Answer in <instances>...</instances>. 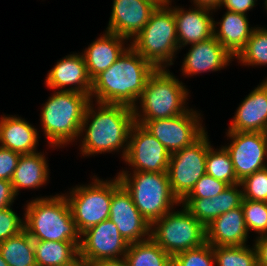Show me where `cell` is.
<instances>
[{
  "mask_svg": "<svg viewBox=\"0 0 267 266\" xmlns=\"http://www.w3.org/2000/svg\"><path fill=\"white\" fill-rule=\"evenodd\" d=\"M248 236L241 206L221 214L206 226V241L213 247L244 246Z\"/></svg>",
  "mask_w": 267,
  "mask_h": 266,
  "instance_id": "obj_22",
  "label": "cell"
},
{
  "mask_svg": "<svg viewBox=\"0 0 267 266\" xmlns=\"http://www.w3.org/2000/svg\"><path fill=\"white\" fill-rule=\"evenodd\" d=\"M37 266H73L79 260L74 242L34 241Z\"/></svg>",
  "mask_w": 267,
  "mask_h": 266,
  "instance_id": "obj_27",
  "label": "cell"
},
{
  "mask_svg": "<svg viewBox=\"0 0 267 266\" xmlns=\"http://www.w3.org/2000/svg\"><path fill=\"white\" fill-rule=\"evenodd\" d=\"M45 80L46 87L54 91L60 88L61 91L80 92L90 96L92 89V79L89 77L82 53L73 52L57 61L48 71ZM67 86L69 88H66Z\"/></svg>",
  "mask_w": 267,
  "mask_h": 266,
  "instance_id": "obj_17",
  "label": "cell"
},
{
  "mask_svg": "<svg viewBox=\"0 0 267 266\" xmlns=\"http://www.w3.org/2000/svg\"><path fill=\"white\" fill-rule=\"evenodd\" d=\"M179 49L214 36L213 9L194 6L189 10L173 6ZM212 11V12H211Z\"/></svg>",
  "mask_w": 267,
  "mask_h": 266,
  "instance_id": "obj_19",
  "label": "cell"
},
{
  "mask_svg": "<svg viewBox=\"0 0 267 266\" xmlns=\"http://www.w3.org/2000/svg\"><path fill=\"white\" fill-rule=\"evenodd\" d=\"M241 207L248 233L253 230L258 236L267 235V202L243 199Z\"/></svg>",
  "mask_w": 267,
  "mask_h": 266,
  "instance_id": "obj_33",
  "label": "cell"
},
{
  "mask_svg": "<svg viewBox=\"0 0 267 266\" xmlns=\"http://www.w3.org/2000/svg\"><path fill=\"white\" fill-rule=\"evenodd\" d=\"M206 132L191 146L170 155L168 176L174 196L181 202L206 174V156L211 143Z\"/></svg>",
  "mask_w": 267,
  "mask_h": 266,
  "instance_id": "obj_10",
  "label": "cell"
},
{
  "mask_svg": "<svg viewBox=\"0 0 267 266\" xmlns=\"http://www.w3.org/2000/svg\"><path fill=\"white\" fill-rule=\"evenodd\" d=\"M264 6H265L266 11H267V0H265V2H264Z\"/></svg>",
  "mask_w": 267,
  "mask_h": 266,
  "instance_id": "obj_47",
  "label": "cell"
},
{
  "mask_svg": "<svg viewBox=\"0 0 267 266\" xmlns=\"http://www.w3.org/2000/svg\"><path fill=\"white\" fill-rule=\"evenodd\" d=\"M158 5L155 0H113L106 31L117 34L130 43L148 23Z\"/></svg>",
  "mask_w": 267,
  "mask_h": 266,
  "instance_id": "obj_16",
  "label": "cell"
},
{
  "mask_svg": "<svg viewBox=\"0 0 267 266\" xmlns=\"http://www.w3.org/2000/svg\"><path fill=\"white\" fill-rule=\"evenodd\" d=\"M90 101L87 94L60 89L49 97L41 109L40 122L50 148H61L78 140Z\"/></svg>",
  "mask_w": 267,
  "mask_h": 266,
  "instance_id": "obj_4",
  "label": "cell"
},
{
  "mask_svg": "<svg viewBox=\"0 0 267 266\" xmlns=\"http://www.w3.org/2000/svg\"><path fill=\"white\" fill-rule=\"evenodd\" d=\"M201 116L203 115L197 110L189 108L185 113L175 117L135 122L142 125L173 153L191 146L206 133Z\"/></svg>",
  "mask_w": 267,
  "mask_h": 266,
  "instance_id": "obj_11",
  "label": "cell"
},
{
  "mask_svg": "<svg viewBox=\"0 0 267 266\" xmlns=\"http://www.w3.org/2000/svg\"><path fill=\"white\" fill-rule=\"evenodd\" d=\"M155 70L156 68L130 45L113 65L92 80L90 99L133 108L145 89L148 77Z\"/></svg>",
  "mask_w": 267,
  "mask_h": 266,
  "instance_id": "obj_2",
  "label": "cell"
},
{
  "mask_svg": "<svg viewBox=\"0 0 267 266\" xmlns=\"http://www.w3.org/2000/svg\"><path fill=\"white\" fill-rule=\"evenodd\" d=\"M248 246L213 247L215 266H257L256 249Z\"/></svg>",
  "mask_w": 267,
  "mask_h": 266,
  "instance_id": "obj_32",
  "label": "cell"
},
{
  "mask_svg": "<svg viewBox=\"0 0 267 266\" xmlns=\"http://www.w3.org/2000/svg\"><path fill=\"white\" fill-rule=\"evenodd\" d=\"M0 266H9V265L4 261V259L2 258L1 253H0Z\"/></svg>",
  "mask_w": 267,
  "mask_h": 266,
  "instance_id": "obj_46",
  "label": "cell"
},
{
  "mask_svg": "<svg viewBox=\"0 0 267 266\" xmlns=\"http://www.w3.org/2000/svg\"><path fill=\"white\" fill-rule=\"evenodd\" d=\"M170 155L162 143L142 125L136 122L132 125L123 161L133 172L167 173Z\"/></svg>",
  "mask_w": 267,
  "mask_h": 266,
  "instance_id": "obj_12",
  "label": "cell"
},
{
  "mask_svg": "<svg viewBox=\"0 0 267 266\" xmlns=\"http://www.w3.org/2000/svg\"><path fill=\"white\" fill-rule=\"evenodd\" d=\"M24 208V229L34 241L74 242L81 234L73 219L65 194L32 199Z\"/></svg>",
  "mask_w": 267,
  "mask_h": 266,
  "instance_id": "obj_3",
  "label": "cell"
},
{
  "mask_svg": "<svg viewBox=\"0 0 267 266\" xmlns=\"http://www.w3.org/2000/svg\"><path fill=\"white\" fill-rule=\"evenodd\" d=\"M182 210L172 209L150 228V237L170 256L198 248L206 241V227L182 205Z\"/></svg>",
  "mask_w": 267,
  "mask_h": 266,
  "instance_id": "obj_8",
  "label": "cell"
},
{
  "mask_svg": "<svg viewBox=\"0 0 267 266\" xmlns=\"http://www.w3.org/2000/svg\"><path fill=\"white\" fill-rule=\"evenodd\" d=\"M229 185L207 174L203 175L185 198H212L225 190Z\"/></svg>",
  "mask_w": 267,
  "mask_h": 266,
  "instance_id": "obj_36",
  "label": "cell"
},
{
  "mask_svg": "<svg viewBox=\"0 0 267 266\" xmlns=\"http://www.w3.org/2000/svg\"><path fill=\"white\" fill-rule=\"evenodd\" d=\"M182 62L181 72L185 76L217 72L229 66L234 57L213 36L208 40L192 44Z\"/></svg>",
  "mask_w": 267,
  "mask_h": 266,
  "instance_id": "obj_18",
  "label": "cell"
},
{
  "mask_svg": "<svg viewBox=\"0 0 267 266\" xmlns=\"http://www.w3.org/2000/svg\"><path fill=\"white\" fill-rule=\"evenodd\" d=\"M92 266H129L125 257L119 259L98 260L90 263Z\"/></svg>",
  "mask_w": 267,
  "mask_h": 266,
  "instance_id": "obj_42",
  "label": "cell"
},
{
  "mask_svg": "<svg viewBox=\"0 0 267 266\" xmlns=\"http://www.w3.org/2000/svg\"><path fill=\"white\" fill-rule=\"evenodd\" d=\"M257 0H222L220 7L226 10L248 15L247 12L255 7Z\"/></svg>",
  "mask_w": 267,
  "mask_h": 266,
  "instance_id": "obj_39",
  "label": "cell"
},
{
  "mask_svg": "<svg viewBox=\"0 0 267 266\" xmlns=\"http://www.w3.org/2000/svg\"><path fill=\"white\" fill-rule=\"evenodd\" d=\"M125 42L130 46L127 39L105 30V33L84 49L82 55L92 80L117 61L128 48Z\"/></svg>",
  "mask_w": 267,
  "mask_h": 266,
  "instance_id": "obj_23",
  "label": "cell"
},
{
  "mask_svg": "<svg viewBox=\"0 0 267 266\" xmlns=\"http://www.w3.org/2000/svg\"><path fill=\"white\" fill-rule=\"evenodd\" d=\"M228 151L239 181L267 167V133L227 131Z\"/></svg>",
  "mask_w": 267,
  "mask_h": 266,
  "instance_id": "obj_13",
  "label": "cell"
},
{
  "mask_svg": "<svg viewBox=\"0 0 267 266\" xmlns=\"http://www.w3.org/2000/svg\"><path fill=\"white\" fill-rule=\"evenodd\" d=\"M130 172L125 169L117 176L150 225L171 211L175 205H180V201L172 193L168 173Z\"/></svg>",
  "mask_w": 267,
  "mask_h": 266,
  "instance_id": "obj_7",
  "label": "cell"
},
{
  "mask_svg": "<svg viewBox=\"0 0 267 266\" xmlns=\"http://www.w3.org/2000/svg\"><path fill=\"white\" fill-rule=\"evenodd\" d=\"M253 246L257 254V266H267V235L257 236Z\"/></svg>",
  "mask_w": 267,
  "mask_h": 266,
  "instance_id": "obj_41",
  "label": "cell"
},
{
  "mask_svg": "<svg viewBox=\"0 0 267 266\" xmlns=\"http://www.w3.org/2000/svg\"><path fill=\"white\" fill-rule=\"evenodd\" d=\"M240 184L243 199L267 202V167L246 176Z\"/></svg>",
  "mask_w": 267,
  "mask_h": 266,
  "instance_id": "obj_35",
  "label": "cell"
},
{
  "mask_svg": "<svg viewBox=\"0 0 267 266\" xmlns=\"http://www.w3.org/2000/svg\"><path fill=\"white\" fill-rule=\"evenodd\" d=\"M44 152L20 155L17 167L11 178L17 196L21 189H38L49 180V165Z\"/></svg>",
  "mask_w": 267,
  "mask_h": 266,
  "instance_id": "obj_26",
  "label": "cell"
},
{
  "mask_svg": "<svg viewBox=\"0 0 267 266\" xmlns=\"http://www.w3.org/2000/svg\"><path fill=\"white\" fill-rule=\"evenodd\" d=\"M188 95L184 83L180 82L169 69H156L148 77L145 89L137 105L133 107L134 119L150 121L181 115L189 108L186 106Z\"/></svg>",
  "mask_w": 267,
  "mask_h": 266,
  "instance_id": "obj_5",
  "label": "cell"
},
{
  "mask_svg": "<svg viewBox=\"0 0 267 266\" xmlns=\"http://www.w3.org/2000/svg\"><path fill=\"white\" fill-rule=\"evenodd\" d=\"M39 132L22 117H0V146L20 155L37 152Z\"/></svg>",
  "mask_w": 267,
  "mask_h": 266,
  "instance_id": "obj_24",
  "label": "cell"
},
{
  "mask_svg": "<svg viewBox=\"0 0 267 266\" xmlns=\"http://www.w3.org/2000/svg\"><path fill=\"white\" fill-rule=\"evenodd\" d=\"M193 1V5L195 6H203L210 9H213V11H217L216 9L220 8V5L222 3V0H191Z\"/></svg>",
  "mask_w": 267,
  "mask_h": 266,
  "instance_id": "obj_43",
  "label": "cell"
},
{
  "mask_svg": "<svg viewBox=\"0 0 267 266\" xmlns=\"http://www.w3.org/2000/svg\"><path fill=\"white\" fill-rule=\"evenodd\" d=\"M0 253L9 266H37L34 240L25 229L0 242Z\"/></svg>",
  "mask_w": 267,
  "mask_h": 266,
  "instance_id": "obj_28",
  "label": "cell"
},
{
  "mask_svg": "<svg viewBox=\"0 0 267 266\" xmlns=\"http://www.w3.org/2000/svg\"><path fill=\"white\" fill-rule=\"evenodd\" d=\"M16 195L11 181L0 179V208H9L13 205Z\"/></svg>",
  "mask_w": 267,
  "mask_h": 266,
  "instance_id": "obj_40",
  "label": "cell"
},
{
  "mask_svg": "<svg viewBox=\"0 0 267 266\" xmlns=\"http://www.w3.org/2000/svg\"><path fill=\"white\" fill-rule=\"evenodd\" d=\"M244 66H267V29L256 27L245 48L235 58Z\"/></svg>",
  "mask_w": 267,
  "mask_h": 266,
  "instance_id": "obj_31",
  "label": "cell"
},
{
  "mask_svg": "<svg viewBox=\"0 0 267 266\" xmlns=\"http://www.w3.org/2000/svg\"><path fill=\"white\" fill-rule=\"evenodd\" d=\"M24 226V218H20L12 207L0 208V242L19 234Z\"/></svg>",
  "mask_w": 267,
  "mask_h": 266,
  "instance_id": "obj_37",
  "label": "cell"
},
{
  "mask_svg": "<svg viewBox=\"0 0 267 266\" xmlns=\"http://www.w3.org/2000/svg\"><path fill=\"white\" fill-rule=\"evenodd\" d=\"M211 145L206 156V174L228 185L240 183L234 172L230 155L224 146L218 150Z\"/></svg>",
  "mask_w": 267,
  "mask_h": 266,
  "instance_id": "obj_30",
  "label": "cell"
},
{
  "mask_svg": "<svg viewBox=\"0 0 267 266\" xmlns=\"http://www.w3.org/2000/svg\"><path fill=\"white\" fill-rule=\"evenodd\" d=\"M173 266H215L213 246L205 243L198 248L180 252L173 256Z\"/></svg>",
  "mask_w": 267,
  "mask_h": 266,
  "instance_id": "obj_34",
  "label": "cell"
},
{
  "mask_svg": "<svg viewBox=\"0 0 267 266\" xmlns=\"http://www.w3.org/2000/svg\"><path fill=\"white\" fill-rule=\"evenodd\" d=\"M247 17L245 14L226 10L219 22L215 20L213 22L214 37L234 58L245 48L247 41L256 28L255 26L249 27Z\"/></svg>",
  "mask_w": 267,
  "mask_h": 266,
  "instance_id": "obj_25",
  "label": "cell"
},
{
  "mask_svg": "<svg viewBox=\"0 0 267 266\" xmlns=\"http://www.w3.org/2000/svg\"><path fill=\"white\" fill-rule=\"evenodd\" d=\"M129 243L112 221L105 220L81 234L79 260L91 263L98 260L125 257Z\"/></svg>",
  "mask_w": 267,
  "mask_h": 266,
  "instance_id": "obj_15",
  "label": "cell"
},
{
  "mask_svg": "<svg viewBox=\"0 0 267 266\" xmlns=\"http://www.w3.org/2000/svg\"><path fill=\"white\" fill-rule=\"evenodd\" d=\"M93 102L91 100L86 108L80 129L78 139H81V154L91 156L119 152L121 149L124 159L128 150L130 130L135 123L133 108L99 102L94 104V108Z\"/></svg>",
  "mask_w": 267,
  "mask_h": 266,
  "instance_id": "obj_1",
  "label": "cell"
},
{
  "mask_svg": "<svg viewBox=\"0 0 267 266\" xmlns=\"http://www.w3.org/2000/svg\"><path fill=\"white\" fill-rule=\"evenodd\" d=\"M170 5V6H169ZM159 4L148 23L130 42V45L156 69L173 65L179 44L174 11L171 6Z\"/></svg>",
  "mask_w": 267,
  "mask_h": 266,
  "instance_id": "obj_6",
  "label": "cell"
},
{
  "mask_svg": "<svg viewBox=\"0 0 267 266\" xmlns=\"http://www.w3.org/2000/svg\"><path fill=\"white\" fill-rule=\"evenodd\" d=\"M125 259L129 266H173V257L151 237L144 241L130 243Z\"/></svg>",
  "mask_w": 267,
  "mask_h": 266,
  "instance_id": "obj_29",
  "label": "cell"
},
{
  "mask_svg": "<svg viewBox=\"0 0 267 266\" xmlns=\"http://www.w3.org/2000/svg\"><path fill=\"white\" fill-rule=\"evenodd\" d=\"M158 4H163V5H172L173 0H155Z\"/></svg>",
  "mask_w": 267,
  "mask_h": 266,
  "instance_id": "obj_45",
  "label": "cell"
},
{
  "mask_svg": "<svg viewBox=\"0 0 267 266\" xmlns=\"http://www.w3.org/2000/svg\"><path fill=\"white\" fill-rule=\"evenodd\" d=\"M92 180L89 185H76L65 195L80 234L109 219L112 179L103 180L94 175Z\"/></svg>",
  "mask_w": 267,
  "mask_h": 266,
  "instance_id": "obj_9",
  "label": "cell"
},
{
  "mask_svg": "<svg viewBox=\"0 0 267 266\" xmlns=\"http://www.w3.org/2000/svg\"><path fill=\"white\" fill-rule=\"evenodd\" d=\"M73 266H92L90 263L78 260Z\"/></svg>",
  "mask_w": 267,
  "mask_h": 266,
  "instance_id": "obj_44",
  "label": "cell"
},
{
  "mask_svg": "<svg viewBox=\"0 0 267 266\" xmlns=\"http://www.w3.org/2000/svg\"><path fill=\"white\" fill-rule=\"evenodd\" d=\"M239 188V189H238ZM241 184L229 185L212 198H184L180 202L201 224L208 226L214 219L231 209L241 206L243 189Z\"/></svg>",
  "mask_w": 267,
  "mask_h": 266,
  "instance_id": "obj_21",
  "label": "cell"
},
{
  "mask_svg": "<svg viewBox=\"0 0 267 266\" xmlns=\"http://www.w3.org/2000/svg\"><path fill=\"white\" fill-rule=\"evenodd\" d=\"M20 154L0 146V179L11 181Z\"/></svg>",
  "mask_w": 267,
  "mask_h": 266,
  "instance_id": "obj_38",
  "label": "cell"
},
{
  "mask_svg": "<svg viewBox=\"0 0 267 266\" xmlns=\"http://www.w3.org/2000/svg\"><path fill=\"white\" fill-rule=\"evenodd\" d=\"M241 102L227 131L267 133V78Z\"/></svg>",
  "mask_w": 267,
  "mask_h": 266,
  "instance_id": "obj_20",
  "label": "cell"
},
{
  "mask_svg": "<svg viewBox=\"0 0 267 266\" xmlns=\"http://www.w3.org/2000/svg\"><path fill=\"white\" fill-rule=\"evenodd\" d=\"M109 220L116 224L119 233L130 244L150 238L151 225L136 208L131 194L116 175L112 179V200Z\"/></svg>",
  "mask_w": 267,
  "mask_h": 266,
  "instance_id": "obj_14",
  "label": "cell"
}]
</instances>
